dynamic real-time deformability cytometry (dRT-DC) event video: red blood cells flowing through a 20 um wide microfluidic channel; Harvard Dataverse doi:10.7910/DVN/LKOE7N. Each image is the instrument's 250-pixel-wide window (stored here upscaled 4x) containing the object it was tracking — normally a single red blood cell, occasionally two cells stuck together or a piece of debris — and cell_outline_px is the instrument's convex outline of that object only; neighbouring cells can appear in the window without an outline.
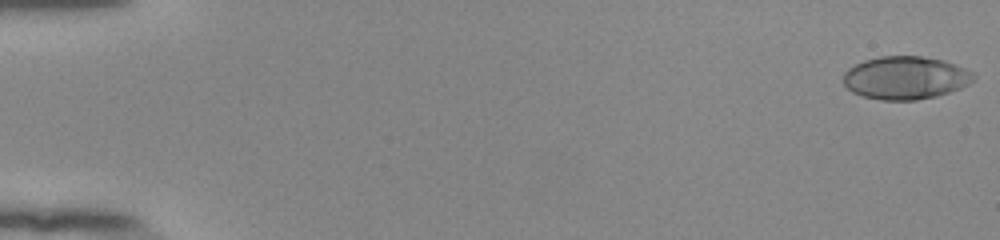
{"species": "human", "species_latin": "Homo sapiens", "temperature_condition": "room temperature", "stored_images_in_passage": 54, "camera_frame_rate_fps": 3000, "um_per_image_px": 0.085, "donor": {"sex": "female"}, "frame": {"image": 1, "passage_image": 1, "time_ms": 0.0, "image_size_px": [1000, 240], "cell_outline_px": [[976, 76], [968, 84], [960, 88], [936, 96], [916, 100], [880, 100], [864, 96], [852, 92], [844, 84], [844, 72], [848, 68], [864, 60], [880, 56], [920, 56], [944, 60], [956, 64], [972, 72]], "centroid_in_image_um": [76.96, 6.61], "position_along_channel_um": 8.0, "area_um2": 32.54}}
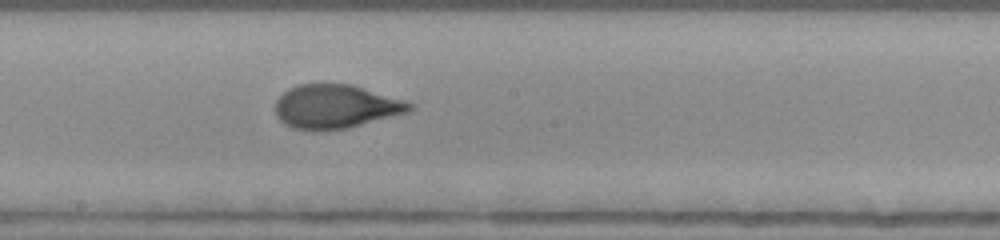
{"frame": {"image": 2, "passage_image": 31, "time_ms": 10.0, "image_size_px": [1000, 240], "cell_outline_px": [[416, 108], [408, 112], [348, 128], [316, 132], [292, 128], [284, 124], [276, 116], [276, 100], [288, 88], [296, 84], [352, 84], [404, 100], [416, 104]], "centroid_in_image_um": [28.53, 9.07], "position_along_channel_um": 219.7, "area_um2": 34.68}}
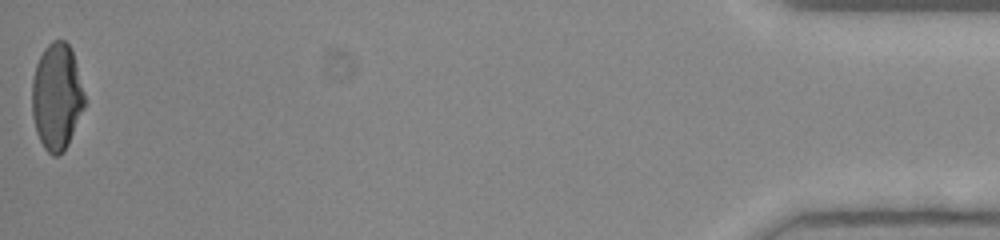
{"frame": {"image": 3, "passage_image": 54, "time_ms": 17.667, "image_size_px": [1000, 240], "cell_outline_px": [[84, 108], [68, 144], [64, 152], [56, 156], [52, 156], [44, 148], [36, 132], [32, 116], [32, 80], [36, 64], [44, 48], [52, 40], [64, 40], [72, 48], [84, 92]], "centroid_in_image_um": [4.82, 8.22], "position_along_channel_um": 430.4, "area_um2": 32.77}, "authors_computed_cell_mechanics": {"area_um2": 33.4373, "velocity_mm_per_s": 3.9044, "shape_relaxation_time_tau1_ms": 6.5993, "shape_relaxation_time_tau2_ms": null, "deformation_change_tau1": 0.2566, "deformation_change_tau2": null}}